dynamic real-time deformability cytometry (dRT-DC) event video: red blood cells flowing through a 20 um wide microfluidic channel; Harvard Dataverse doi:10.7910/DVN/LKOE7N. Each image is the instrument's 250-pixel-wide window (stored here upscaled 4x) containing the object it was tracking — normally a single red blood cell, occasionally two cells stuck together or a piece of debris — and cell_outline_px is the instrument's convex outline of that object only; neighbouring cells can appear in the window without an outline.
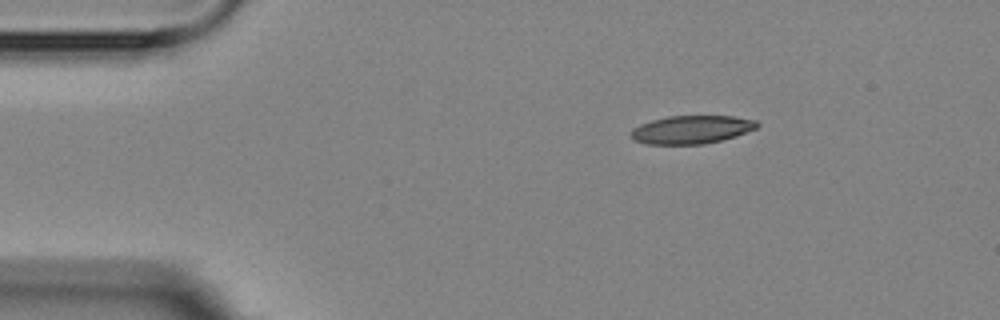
{"species": "Egyptian fruit bat (a non-hibernating species)", "species_latin": "Rousettus aegyptiacus", "temperature_condition": "room temperature", "stored_images_in_passage": 3, "camera_frame_rate_fps": 3000, "um_per_image_px": 0.085, "animal": {"sex": "female"}, "frame": {"image": 1, "passage_image": 1, "time_ms": 0.0, "image_size_px": [1000, 320], "cell_outline_px": [[760, 124], [756, 128], [736, 136], [704, 144], [648, 144], [636, 140], [632, 136], [632, 128], [640, 124], [652, 120], [668, 116], [732, 116], [756, 120]], "centroid_in_image_um": [58.8, 11.01], "position_along_channel_um": 26.2, "area_um2": 20.52}}
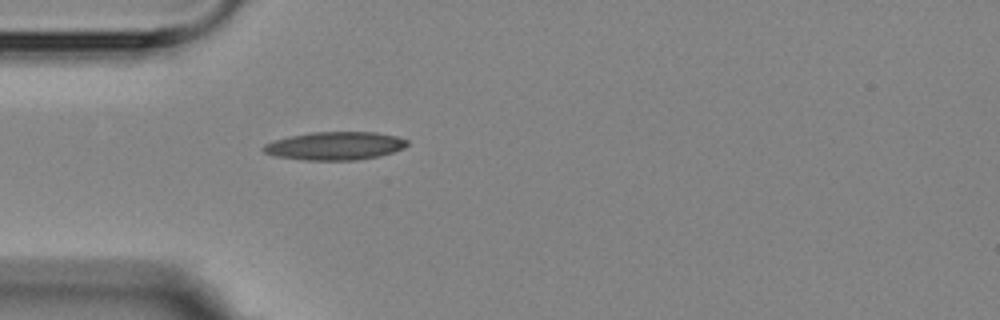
{"frame": {"image": 2, "passage_image": 3, "time_ms": 2.333, "image_size_px": [1000, 320], "cell_outline_px": [[408, 144], [404, 148], [380, 156], [356, 160], [304, 160], [276, 156], [264, 152], [260, 148], [264, 144], [272, 140], [288, 136], [308, 132], [376, 132], [396, 136], [408, 140]], "centroid_in_image_um": [28.44, 12.39], "position_along_channel_um": 56.6, "area_um2": 23.81}}